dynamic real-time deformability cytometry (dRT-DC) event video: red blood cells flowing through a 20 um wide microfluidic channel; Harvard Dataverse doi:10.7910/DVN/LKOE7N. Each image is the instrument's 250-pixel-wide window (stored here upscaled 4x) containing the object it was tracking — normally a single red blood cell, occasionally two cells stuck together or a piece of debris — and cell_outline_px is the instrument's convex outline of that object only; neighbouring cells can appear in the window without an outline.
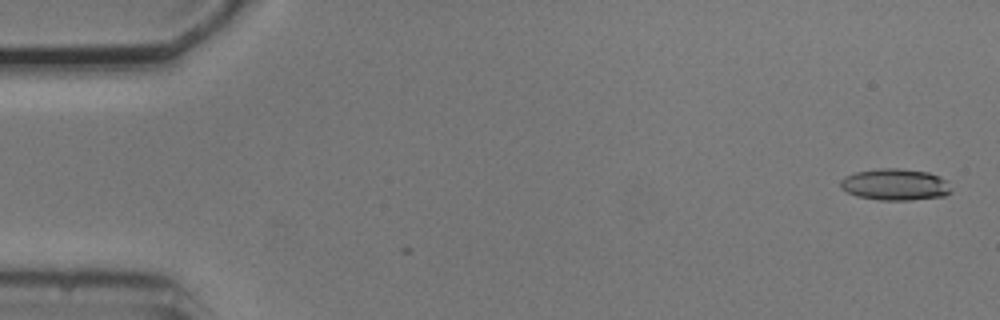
{"species": "common noctule bat (a hibernating species)", "species_latin": "Nyctalus noctula", "temperature_condition": "cold", "stored_images_in_passage": 2, "camera_frame_rate_fps": 3000, "um_per_image_px": 0.085, "animal": {"sex": "male", "body_mass_g": 20.5, "forearm_length_mm": 52.5}, "frame": {"image": 1, "passage_image": 2, "time_ms": 1.0, "image_size_px": [1000, 320], "cell_outline_px": [[952, 192], [944, 196], [908, 200], [880, 200], [856, 196], [840, 188], [840, 180], [844, 176], [856, 172], [880, 168], [900, 168], [928, 172], [940, 176], [948, 180]], "centroid_in_image_um": [76.1, 15.68], "position_along_channel_um": 8.9, "area_um2": 20.58}}